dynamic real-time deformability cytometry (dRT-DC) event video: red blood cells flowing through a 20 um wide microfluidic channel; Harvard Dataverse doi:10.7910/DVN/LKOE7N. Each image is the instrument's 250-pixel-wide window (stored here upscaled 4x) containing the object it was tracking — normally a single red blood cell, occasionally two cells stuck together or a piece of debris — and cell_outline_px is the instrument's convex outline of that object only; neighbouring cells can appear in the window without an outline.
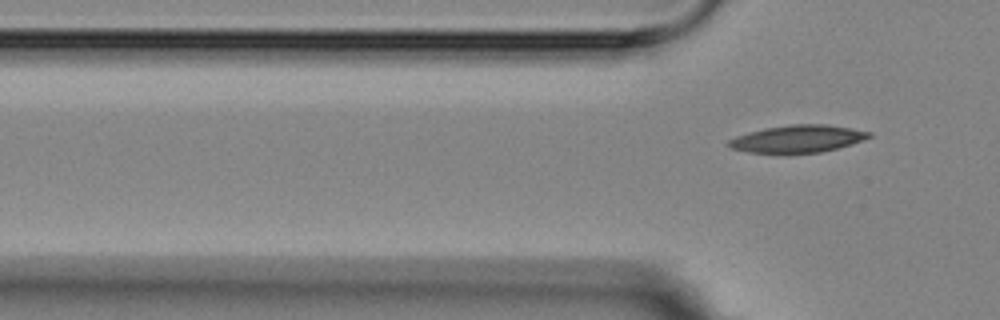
{"species": "Egyptian fruit bat (a non-hibernating species)", "species_latin": "Rousettus aegyptiacus", "temperature_condition": "room temperature", "stored_images_in_passage": 5, "camera_frame_rate_fps": 3000, "um_per_image_px": 0.085, "animal": {"sex": "female"}, "frame": {"image": 1, "passage_image": 5, "time_ms": 6.333, "image_size_px": [1000, 320], "cell_outline_px": [[872, 136], [864, 140], [852, 144], [820, 152], [748, 152], [732, 148], [724, 144], [728, 140], [736, 136], [748, 132], [764, 128], [788, 124], [828, 124], [852, 128], [872, 132]], "centroid_in_image_um": [67.81, 11.77], "position_along_channel_um": 58.0, "area_um2": 22.31}}